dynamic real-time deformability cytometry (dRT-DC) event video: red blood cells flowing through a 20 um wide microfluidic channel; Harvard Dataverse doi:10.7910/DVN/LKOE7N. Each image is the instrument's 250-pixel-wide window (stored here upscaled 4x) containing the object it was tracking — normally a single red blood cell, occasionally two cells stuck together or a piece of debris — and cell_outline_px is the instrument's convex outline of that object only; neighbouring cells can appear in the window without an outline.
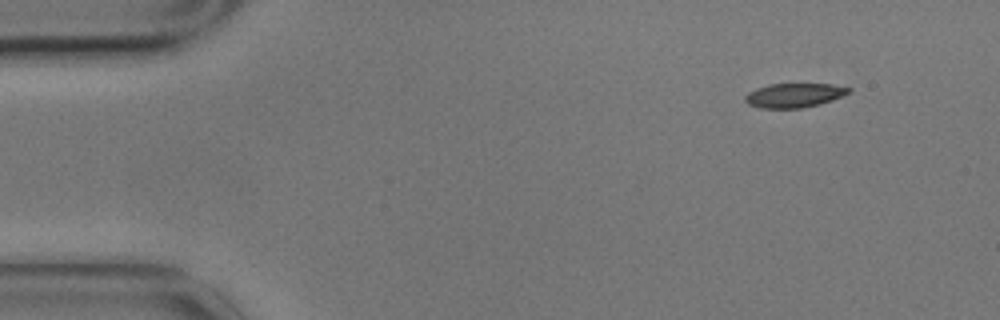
{"species": "common noctule bat (a hibernating species)", "species_latin": "Nyctalus noctula", "temperature_condition": "cold", "stored_images_in_passage": 4, "camera_frame_rate_fps": 3000, "um_per_image_px": 0.085, "animal": {"sex": "male", "body_mass_g": 17.9}, "frame": {"image": 1, "passage_image": 1, "time_ms": 0.0, "image_size_px": [1000, 320], "cell_outline_px": [[852, 92], [832, 100], [820, 104], [800, 108], [760, 108], [748, 104], [744, 100], [744, 96], [748, 92], [756, 88], [768, 84], [832, 84], [852, 88]], "centroid_in_image_um": [67.5, 8.1], "position_along_channel_um": 17.5, "area_um2": 14.74}}
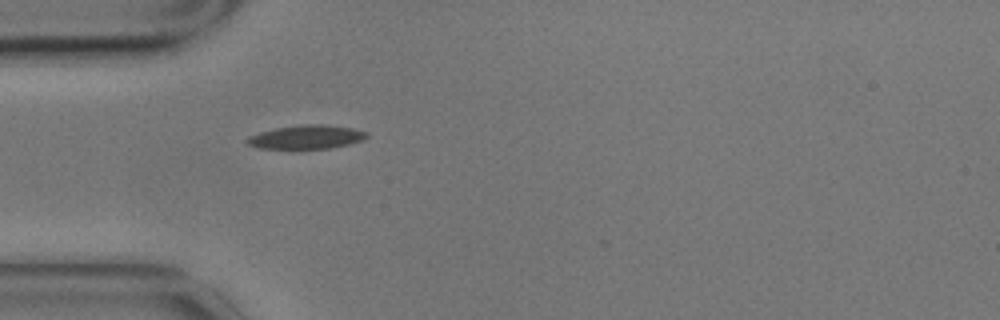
{"frame": {"image": 2, "passage_image": 4, "time_ms": 1.0, "image_size_px": [1000, 320], "cell_outline_px": [[368, 136], [364, 140], [348, 144], [328, 148], [292, 152], [256, 148], [248, 144], [244, 140], [248, 136], [260, 132], [276, 128], [300, 124], [324, 124], [352, 128], [368, 132]], "centroid_in_image_um": [25.97, 11.7], "position_along_channel_um": 59.0, "area_um2": 17.57}}